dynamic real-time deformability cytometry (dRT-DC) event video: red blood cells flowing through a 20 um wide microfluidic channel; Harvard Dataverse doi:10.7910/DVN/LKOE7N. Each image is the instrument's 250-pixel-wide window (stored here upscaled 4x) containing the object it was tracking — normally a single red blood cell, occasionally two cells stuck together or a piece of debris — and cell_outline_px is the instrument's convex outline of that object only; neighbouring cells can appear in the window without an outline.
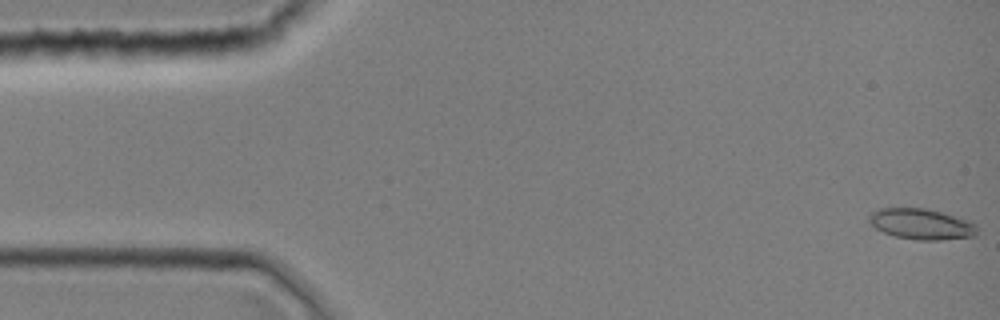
{"species": "common noctule bat (a hibernating species)", "species_latin": "Nyctalus noctula", "temperature_condition": "room temperature", "stored_images_in_passage": 5, "camera_frame_rate_fps": 3000, "um_per_image_px": 0.085, "animal": {"sex": "female", "body_mass_g": 19.0, "forearm_length_mm": 51.5}, "frame": {"image": 1, "passage_image": 1, "time_ms": 0.0, "image_size_px": [1000, 320], "cell_outline_px": [[976, 236], [940, 240], [916, 240], [896, 236], [884, 232], [876, 228], [868, 220], [868, 216], [872, 212], [880, 208], [924, 208], [940, 212], [968, 220], [976, 224]], "centroid_in_image_um": [78.31, 19.05], "position_along_channel_um": 6.7, "area_um2": 19.19}}